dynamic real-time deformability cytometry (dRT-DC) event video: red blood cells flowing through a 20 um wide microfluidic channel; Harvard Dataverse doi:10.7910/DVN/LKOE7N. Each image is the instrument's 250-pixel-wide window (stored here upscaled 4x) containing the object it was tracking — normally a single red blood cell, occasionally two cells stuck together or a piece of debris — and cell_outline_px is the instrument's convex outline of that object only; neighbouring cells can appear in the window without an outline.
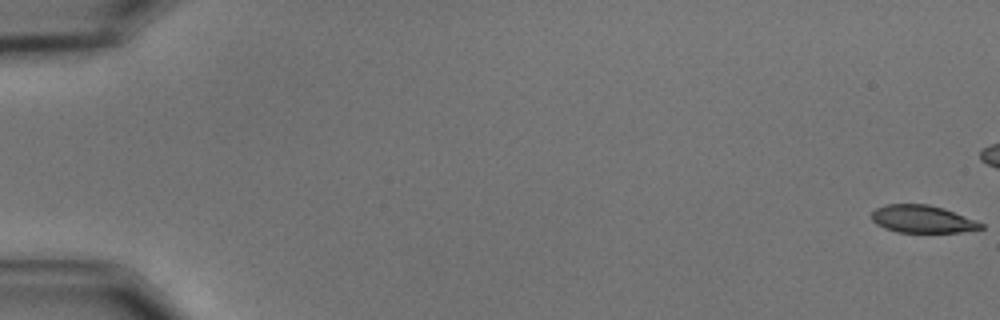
{"species": "common noctule bat (a hibernating species)", "species_latin": "Nyctalus noctula", "temperature_condition": "cold", "stored_images_in_passage": 50, "camera_frame_rate_fps": 3000, "um_per_image_px": 0.085, "animal": {"sex": "male", "body_mass_g": 15.6}, "frame": {"image": 1, "passage_image": 1, "time_ms": 0.0, "image_size_px": [1000, 320], "cell_outline_px": [[984, 228], [960, 232], [896, 232], [884, 228], [876, 224], [872, 220], [872, 212], [876, 208], [884, 204], [928, 204], [944, 208], [976, 220], [984, 224]], "centroid_in_image_um": [78.4, 18.62], "position_along_channel_um": 6.6, "area_um2": 17.63}}
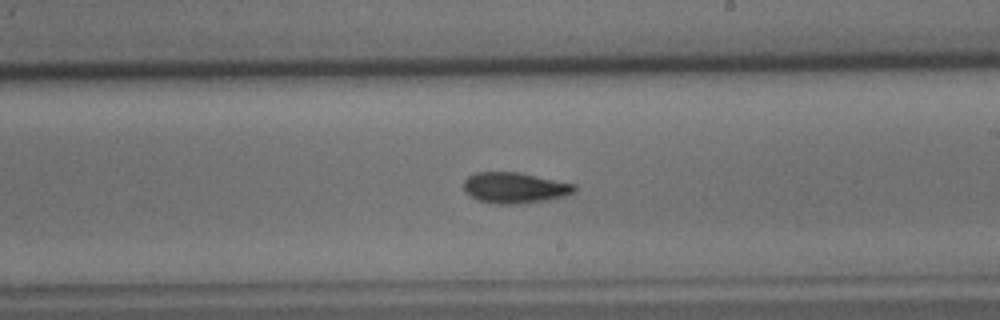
{"frame": {"image": 2, "passage_image": 35, "time_ms": 11.333, "image_size_px": [1000, 320], "cell_outline_px": [[576, 192], [564, 196], [548, 200], [516, 204], [496, 204], [476, 200], [464, 192], [464, 180], [468, 176], [476, 172], [516, 172], [576, 184]], "centroid_in_image_um": [43.73, 15.97], "position_along_channel_um": 245.3, "area_um2": 20.0}}
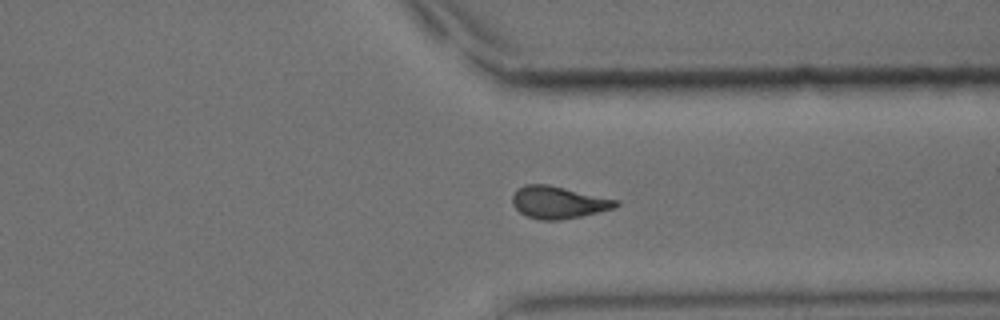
{"frame": {"image": 3, "passage_image": 45, "time_ms": 14.667, "image_size_px": [1000, 320], "cell_outline_px": [[620, 204], [616, 208], [580, 216], [560, 220], [540, 220], [528, 216], [520, 212], [512, 204], [512, 196], [524, 184], [548, 184], [620, 200]], "centroid_in_image_um": [47.5, 17.2], "position_along_channel_um": 363.9, "area_um2": 19.42}}